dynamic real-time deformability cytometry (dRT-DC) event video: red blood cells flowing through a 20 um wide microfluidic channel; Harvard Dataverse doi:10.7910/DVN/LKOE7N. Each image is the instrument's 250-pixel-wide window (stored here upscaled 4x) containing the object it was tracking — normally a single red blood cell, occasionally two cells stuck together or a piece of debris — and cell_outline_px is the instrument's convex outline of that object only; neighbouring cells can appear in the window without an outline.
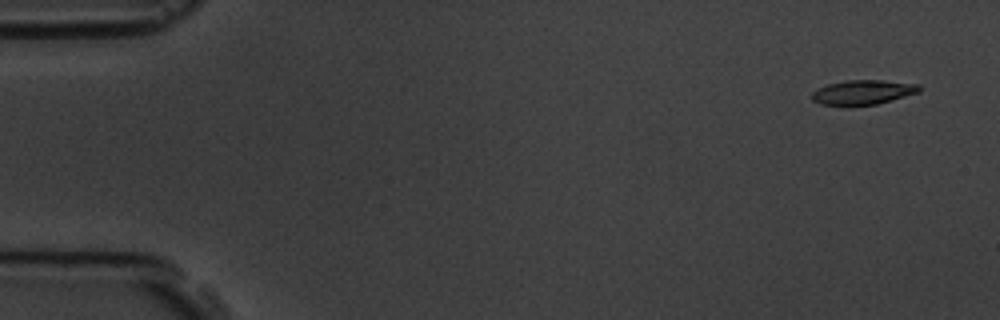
{"species": "common noctule bat (a hibernating species)", "species_latin": "Nyctalus noctula", "temperature_condition": "room temperature", "stored_images_in_passage": 5, "camera_frame_rate_fps": 3000, "um_per_image_px": 0.085, "animal": {"sex": "male", "body_mass_g": 19.5, "forearm_length_mm": 54.6}, "frame": {"image": 1, "passage_image": 1, "time_ms": 0.0, "image_size_px": [1000, 320], "cell_outline_px": [[920, 92], [876, 104], [848, 108], [844, 108], [820, 104], [812, 100], [812, 92], [828, 84], [848, 80], [880, 80], [920, 84]], "centroid_in_image_um": [73.31, 7.88], "position_along_channel_um": 11.7, "area_um2": 15.78}}
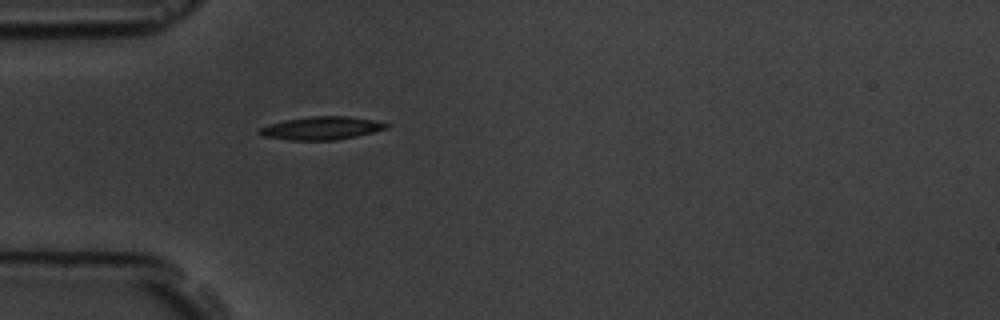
{"frame": {"image": 2, "passage_image": 5, "time_ms": 4.667, "image_size_px": [1000, 320], "cell_outline_px": [[392, 124], [388, 128], [356, 136], [332, 140], [288, 140], [264, 136], [256, 132], [260, 128], [268, 124], [284, 120], [312, 116], [348, 116], [376, 120]], "centroid_in_image_um": [27.34, 10.88], "position_along_channel_um": 57.7, "area_um2": 17.11}}